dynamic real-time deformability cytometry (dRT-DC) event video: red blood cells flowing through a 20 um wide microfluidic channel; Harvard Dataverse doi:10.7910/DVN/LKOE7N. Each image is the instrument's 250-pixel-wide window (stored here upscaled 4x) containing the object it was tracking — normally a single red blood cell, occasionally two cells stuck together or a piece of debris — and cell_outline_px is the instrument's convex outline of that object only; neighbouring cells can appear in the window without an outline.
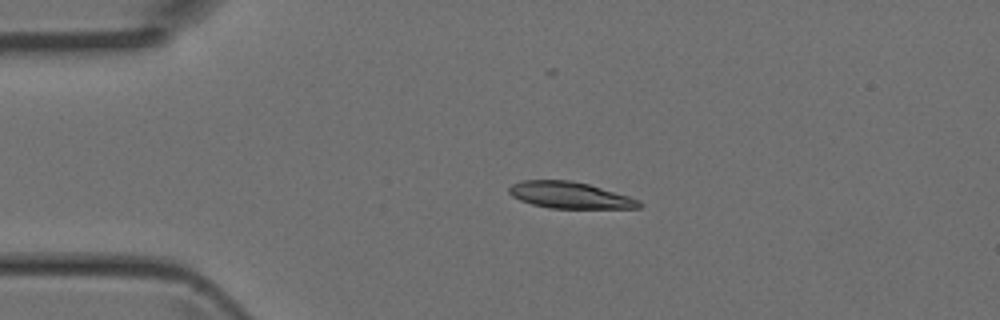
{"species": "Egyptian fruit bat (a non-hibernating species)", "species_latin": "Rousettus aegyptiacus", "temperature_condition": "room temperature", "stored_images_in_passage": 2, "camera_frame_rate_fps": 3000, "um_per_image_px": 0.085, "animal": {"sex": "female"}, "frame": {"image": 1, "passage_image": 1, "time_ms": 0.0, "image_size_px": [1000, 320], "cell_outline_px": [[644, 204], [640, 208], [548, 208], [532, 204], [520, 200], [512, 196], [508, 192], [508, 188], [512, 184], [524, 180], [572, 180], [588, 184], [628, 196], [640, 200]], "centroid_in_image_um": [48.44, 16.59], "position_along_channel_um": 36.6, "area_um2": 20.06}}